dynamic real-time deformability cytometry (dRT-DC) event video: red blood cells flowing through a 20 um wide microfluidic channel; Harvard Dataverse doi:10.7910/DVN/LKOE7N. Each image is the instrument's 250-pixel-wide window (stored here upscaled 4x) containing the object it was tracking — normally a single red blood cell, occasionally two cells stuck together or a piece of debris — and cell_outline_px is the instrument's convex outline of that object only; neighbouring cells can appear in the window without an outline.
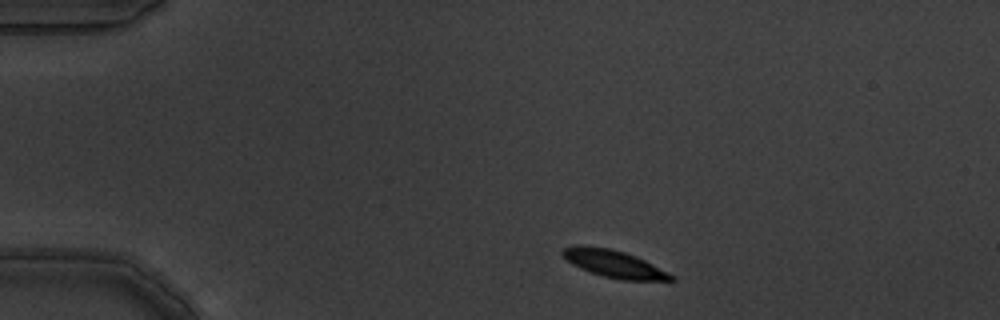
{"species": "common noctule bat (a hibernating species)", "species_latin": "Nyctalus noctula", "temperature_condition": "warm", "stored_images_in_passage": 2, "camera_frame_rate_fps": 3000, "um_per_image_px": 0.085, "animal": {"sex": "male", "body_mass_g": 19.5, "forearm_length_mm": 54.6}, "frame": {"image": 1, "passage_image": 1, "time_ms": 0.0, "image_size_px": [1000, 320], "cell_outline_px": [[676, 280], [620, 280], [604, 276], [580, 268], [572, 264], [560, 252], [564, 248], [608, 248], [624, 252], [636, 256], [676, 276]], "centroid_in_image_um": [52.3, 22.47], "position_along_channel_um": 32.7, "area_um2": 16.47}}